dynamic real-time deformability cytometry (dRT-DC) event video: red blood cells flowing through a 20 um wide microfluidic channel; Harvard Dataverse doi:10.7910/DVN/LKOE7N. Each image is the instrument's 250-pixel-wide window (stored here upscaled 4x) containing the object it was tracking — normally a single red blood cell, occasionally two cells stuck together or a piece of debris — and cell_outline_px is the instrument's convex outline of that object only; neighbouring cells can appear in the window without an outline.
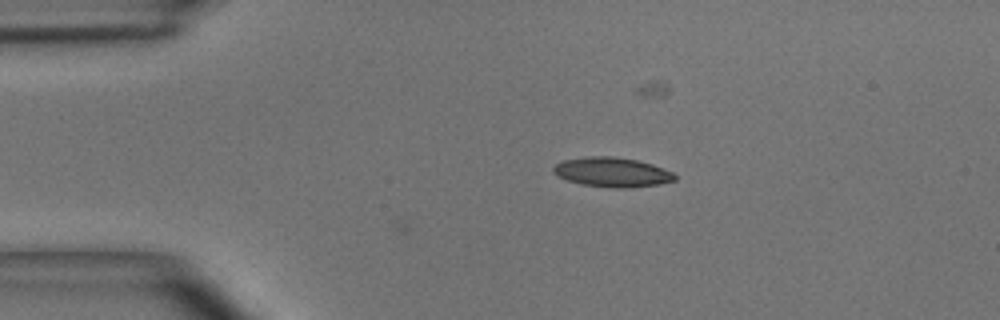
{"species": "common noctule bat (a hibernating species)", "species_latin": "Nyctalus noctula", "temperature_condition": "room temperature", "stored_images_in_passage": 5, "camera_frame_rate_fps": 3000, "um_per_image_px": 0.085, "animal": {"sex": "male", "body_mass_g": 15.6}, "frame": {"image": 1, "passage_image": 5, "time_ms": 1.333, "image_size_px": [1000, 320], "cell_outline_px": [[676, 180], [660, 184], [628, 188], [612, 188], [580, 184], [556, 176], [552, 172], [552, 168], [556, 164], [564, 160], [584, 156], [612, 156], [636, 160], [652, 164], [664, 168], [672, 172], [676, 176]], "centroid_in_image_um": [52.01, 14.64], "position_along_channel_um": 33.0, "area_um2": 21.1}}